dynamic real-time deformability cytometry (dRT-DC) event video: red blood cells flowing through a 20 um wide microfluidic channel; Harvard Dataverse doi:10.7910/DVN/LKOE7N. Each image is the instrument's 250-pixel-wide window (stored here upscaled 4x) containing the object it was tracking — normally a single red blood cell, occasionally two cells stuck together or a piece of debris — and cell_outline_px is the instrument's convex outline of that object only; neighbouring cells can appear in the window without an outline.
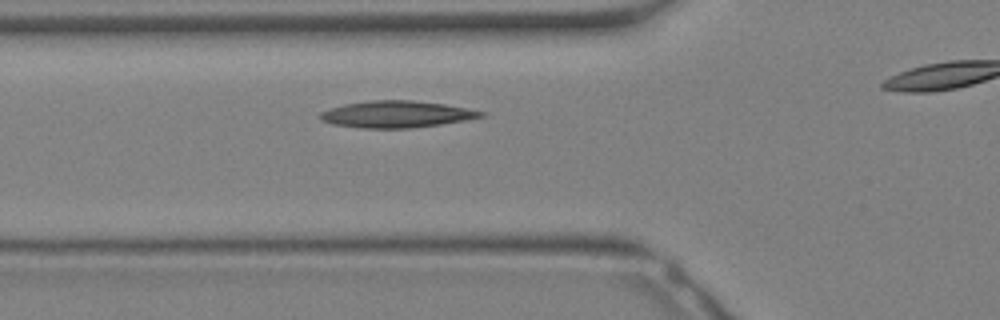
{"species": "Egyptian fruit bat (a non-hibernating species)", "species_latin": "Rousettus aegyptiacus", "temperature_condition": "warm", "stored_images_in_passage": 19, "camera_frame_rate_fps": 3000, "um_per_image_px": 0.085, "animal": {"sex": "female"}, "frame": {"image": 1, "passage_image": 6, "time_ms": 1.667, "image_size_px": [1000, 320], "cell_outline_px": [[484, 116], [464, 120], [440, 124], [412, 128], [360, 128], [332, 124], [320, 120], [320, 112], [328, 108], [344, 104], [368, 100], [412, 100], [444, 104], [484, 112]], "centroid_in_image_um": [33.62, 9.71], "position_along_channel_um": 92.2, "area_um2": 24.97}}
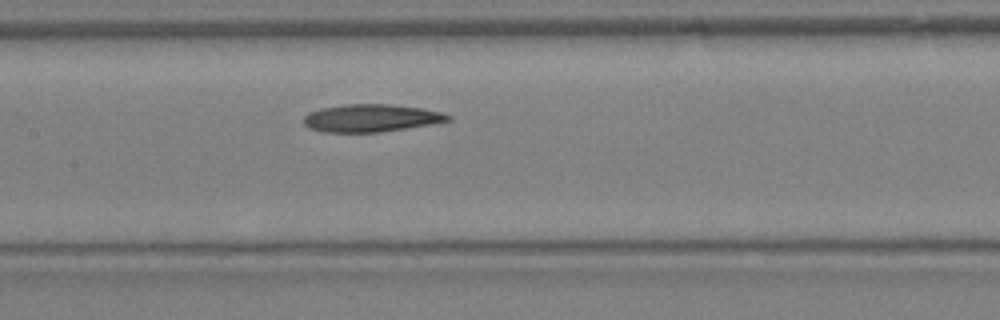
{"frame": {"image": 2, "passage_image": 10, "time_ms": 3.0, "image_size_px": [1000, 320], "cell_outline_px": [[452, 120], [432, 124], [380, 132], [324, 132], [308, 128], [304, 124], [304, 116], [308, 112], [320, 108], [348, 104], [392, 104], [424, 108], [440, 112], [452, 116]], "centroid_in_image_um": [31.55, 10.03], "position_along_channel_um": 175.9, "area_um2": 23.35}}
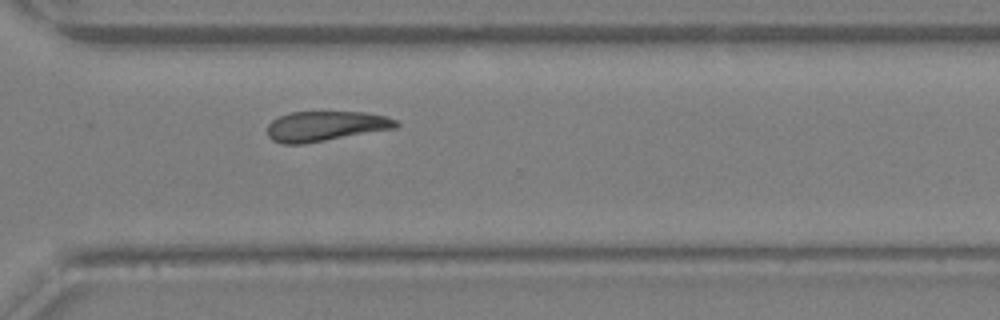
{"frame": {"image": 3, "passage_image": 18, "time_ms": 5.667, "image_size_px": [1000, 320], "cell_outline_px": [[400, 124], [396, 128], [304, 144], [280, 144], [272, 140], [268, 136], [268, 124], [272, 120], [280, 116], [292, 112], [364, 112], [384, 116], [396, 120]], "centroid_in_image_um": [27.65, 10.73], "position_along_channel_um": 342.9, "area_um2": 22.48}}